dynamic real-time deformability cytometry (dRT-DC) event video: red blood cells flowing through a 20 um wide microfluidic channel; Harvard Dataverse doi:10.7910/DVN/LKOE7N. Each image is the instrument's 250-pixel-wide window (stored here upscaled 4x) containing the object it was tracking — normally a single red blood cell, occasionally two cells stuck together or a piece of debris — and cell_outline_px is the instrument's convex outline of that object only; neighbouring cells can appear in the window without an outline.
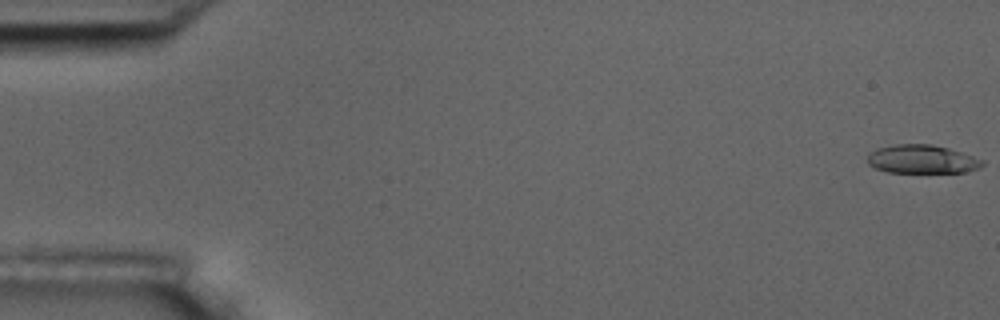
{"species": "common noctule bat (a hibernating species)", "species_latin": "Nyctalus noctula", "temperature_condition": "room temperature", "stored_images_in_passage": 6, "camera_frame_rate_fps": 3000, "um_per_image_px": 0.085, "animal": {"sex": "male", "body_mass_g": 17.5, "forearm_length_mm": 52.3}, "frame": {"image": 1, "passage_image": 1, "time_ms": 0.0, "image_size_px": [1000, 320], "cell_outline_px": [[984, 164], [980, 168], [964, 172], [888, 172], [876, 168], [868, 164], [868, 156], [876, 148], [896, 144], [932, 144], [948, 148], [984, 160]], "centroid_in_image_um": [78.38, 13.53], "position_along_channel_um": 6.6, "area_um2": 18.96}}
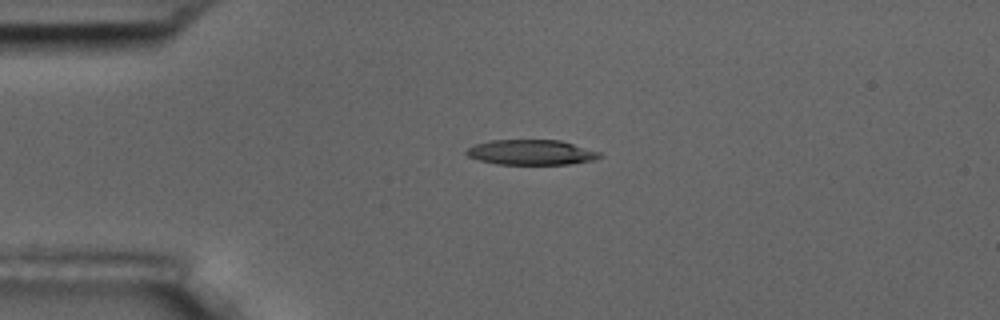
{"frame": {"image": 2, "passage_image": 4, "time_ms": 4.333, "image_size_px": [1000, 320], "cell_outline_px": [[604, 156], [596, 160], [568, 164], [496, 164], [480, 160], [468, 156], [464, 152], [468, 148], [476, 144], [488, 140], [560, 140], [600, 152]], "centroid_in_image_um": [45.17, 12.95], "position_along_channel_um": 39.8, "area_um2": 19.54}}